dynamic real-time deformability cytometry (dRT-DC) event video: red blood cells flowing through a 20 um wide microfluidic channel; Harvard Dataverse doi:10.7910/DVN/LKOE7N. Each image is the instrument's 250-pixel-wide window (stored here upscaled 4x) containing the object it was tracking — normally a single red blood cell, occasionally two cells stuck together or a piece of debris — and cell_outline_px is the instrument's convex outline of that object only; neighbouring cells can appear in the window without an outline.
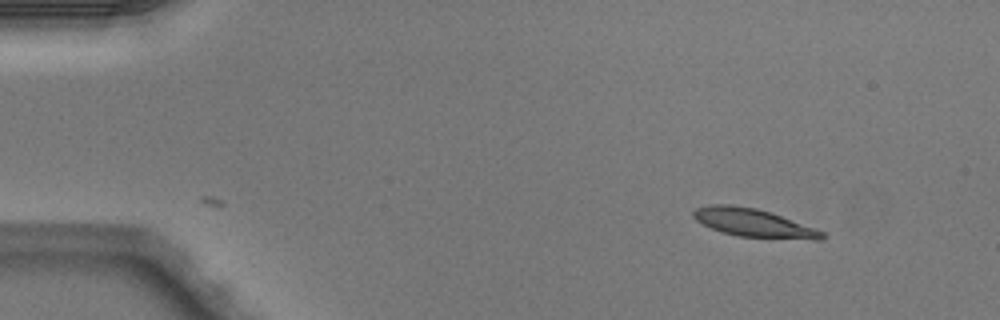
{"species": "Egyptian fruit bat (a non-hibernating species)", "species_latin": "Rousettus aegyptiacus", "temperature_condition": "warm", "stored_images_in_passage": 2, "camera_frame_rate_fps": 3000, "um_per_image_px": 0.085, "animal": {"sex": "male"}, "frame": {"image": 1, "passage_image": 2, "time_ms": 0.333, "image_size_px": [1000, 320], "cell_outline_px": [[824, 236], [820, 240], [812, 240], [740, 236], [720, 232], [696, 220], [692, 216], [692, 212], [696, 208], [712, 204], [728, 204], [756, 208], [780, 216], [824, 232]], "centroid_in_image_um": [64.0, 18.94], "position_along_channel_um": 21.0, "area_um2": 20.75}}